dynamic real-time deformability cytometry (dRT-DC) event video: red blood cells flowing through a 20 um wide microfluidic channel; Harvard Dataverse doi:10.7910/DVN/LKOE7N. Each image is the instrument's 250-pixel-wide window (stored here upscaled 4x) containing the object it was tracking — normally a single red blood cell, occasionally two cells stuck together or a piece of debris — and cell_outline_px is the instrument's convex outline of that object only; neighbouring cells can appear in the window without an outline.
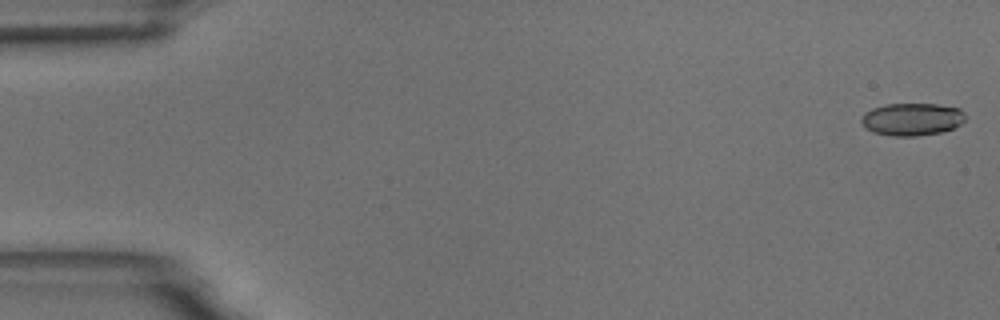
{"species": "common noctule bat (a hibernating species)", "species_latin": "Nyctalus noctula", "temperature_condition": "room temperature", "stored_images_in_passage": 51, "camera_frame_rate_fps": 3000, "um_per_image_px": 0.085, "animal": {"sex": "male", "body_mass_g": 18.8}, "frame": {"image": 1, "passage_image": 1, "time_ms": 0.0, "image_size_px": [1000, 320], "cell_outline_px": [[964, 120], [960, 124], [952, 128], [940, 132], [916, 136], [892, 136], [872, 132], [860, 120], [864, 112], [872, 108], [884, 104], [936, 104], [960, 108], [964, 112]], "centroid_in_image_um": [77.5, 10.13], "position_along_channel_um": 7.5, "area_um2": 19.65}}
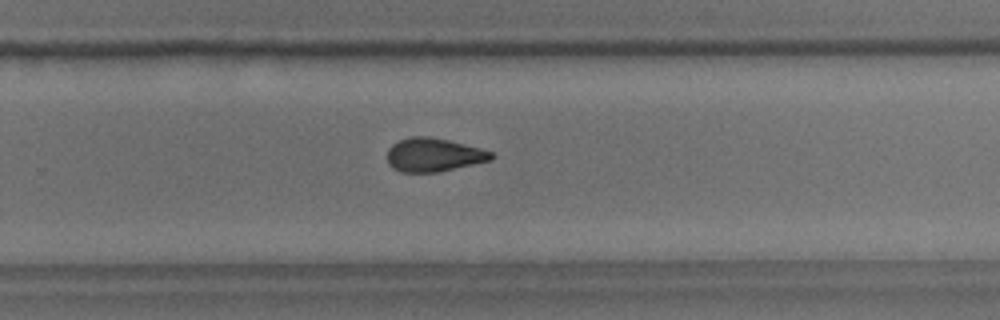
{"frame": {"image": 2, "passage_image": 36, "time_ms": 11.667, "image_size_px": [1000, 320], "cell_outline_px": [[496, 156], [492, 160], [436, 172], [400, 172], [392, 168], [388, 164], [388, 148], [392, 144], [400, 140], [412, 136], [428, 136], [448, 140], [480, 148], [492, 152]], "centroid_in_image_um": [36.85, 13.16], "position_along_channel_um": 292.9, "area_um2": 20.29}}
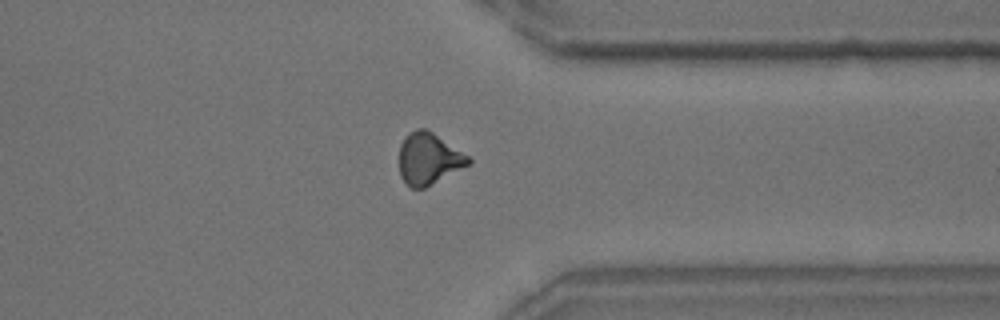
{"frame": {"image": 3, "passage_image": 43, "time_ms": 14.0, "image_size_px": [1000, 320], "cell_outline_px": [[472, 164], [424, 188], [412, 188], [400, 176], [400, 144], [404, 136], [416, 128], [428, 128], [468, 156], [472, 160]], "centroid_in_image_um": [36.45, 13.47], "position_along_channel_um": 374.9, "area_um2": 20.92}, "authors_computed_cell_mechanics": {"area_um2": 20.519, "velocity_mm_per_s": 3.6658, "shape_relaxation_time_tau1_ms": 6.2284, "shape_relaxation_time_tau2_ms": 2.2937, "deformation_change_tau1": 0.1426, "deformation_change_tau2": 0.0763}}